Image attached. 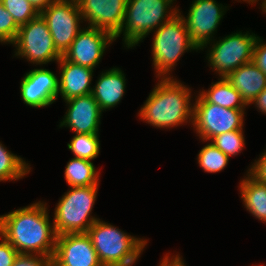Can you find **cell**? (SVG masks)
I'll list each match as a JSON object with an SVG mask.
<instances>
[{
    "label": "cell",
    "mask_w": 266,
    "mask_h": 266,
    "mask_svg": "<svg viewBox=\"0 0 266 266\" xmlns=\"http://www.w3.org/2000/svg\"><path fill=\"white\" fill-rule=\"evenodd\" d=\"M49 217L47 205L41 201L13 210L0 215V235L19 254H38L52 260L57 235Z\"/></svg>",
    "instance_id": "obj_1"
},
{
    "label": "cell",
    "mask_w": 266,
    "mask_h": 266,
    "mask_svg": "<svg viewBox=\"0 0 266 266\" xmlns=\"http://www.w3.org/2000/svg\"><path fill=\"white\" fill-rule=\"evenodd\" d=\"M151 91L139 117L156 128H171L193 119L191 90L173 77L159 78Z\"/></svg>",
    "instance_id": "obj_2"
},
{
    "label": "cell",
    "mask_w": 266,
    "mask_h": 266,
    "mask_svg": "<svg viewBox=\"0 0 266 266\" xmlns=\"http://www.w3.org/2000/svg\"><path fill=\"white\" fill-rule=\"evenodd\" d=\"M87 234L102 266H133L147 245L146 239L131 236L100 219Z\"/></svg>",
    "instance_id": "obj_3"
},
{
    "label": "cell",
    "mask_w": 266,
    "mask_h": 266,
    "mask_svg": "<svg viewBox=\"0 0 266 266\" xmlns=\"http://www.w3.org/2000/svg\"><path fill=\"white\" fill-rule=\"evenodd\" d=\"M174 0H127L126 10L116 40L123 33V42L127 48L135 47L149 33L178 14L173 8ZM170 9V10H169Z\"/></svg>",
    "instance_id": "obj_4"
},
{
    "label": "cell",
    "mask_w": 266,
    "mask_h": 266,
    "mask_svg": "<svg viewBox=\"0 0 266 266\" xmlns=\"http://www.w3.org/2000/svg\"><path fill=\"white\" fill-rule=\"evenodd\" d=\"M98 185L71 187L64 193L54 211V230L56 235L69 233H87L88 229L99 220L91 216Z\"/></svg>",
    "instance_id": "obj_5"
},
{
    "label": "cell",
    "mask_w": 266,
    "mask_h": 266,
    "mask_svg": "<svg viewBox=\"0 0 266 266\" xmlns=\"http://www.w3.org/2000/svg\"><path fill=\"white\" fill-rule=\"evenodd\" d=\"M152 42L153 65L157 77L170 78L177 61L186 51L199 50L191 41L185 23L179 14L154 31Z\"/></svg>",
    "instance_id": "obj_6"
},
{
    "label": "cell",
    "mask_w": 266,
    "mask_h": 266,
    "mask_svg": "<svg viewBox=\"0 0 266 266\" xmlns=\"http://www.w3.org/2000/svg\"><path fill=\"white\" fill-rule=\"evenodd\" d=\"M12 44L16 47V56L36 65L58 62L62 57L56 50L48 25L41 14L20 26Z\"/></svg>",
    "instance_id": "obj_7"
},
{
    "label": "cell",
    "mask_w": 266,
    "mask_h": 266,
    "mask_svg": "<svg viewBox=\"0 0 266 266\" xmlns=\"http://www.w3.org/2000/svg\"><path fill=\"white\" fill-rule=\"evenodd\" d=\"M193 103L192 125L202 141L234 130H243L245 110L223 108L207 102L200 94Z\"/></svg>",
    "instance_id": "obj_8"
},
{
    "label": "cell",
    "mask_w": 266,
    "mask_h": 266,
    "mask_svg": "<svg viewBox=\"0 0 266 266\" xmlns=\"http://www.w3.org/2000/svg\"><path fill=\"white\" fill-rule=\"evenodd\" d=\"M257 38V35L250 34L249 31H239L212 42L206 57L210 68L217 71L220 77L226 78L241 65L252 61Z\"/></svg>",
    "instance_id": "obj_9"
},
{
    "label": "cell",
    "mask_w": 266,
    "mask_h": 266,
    "mask_svg": "<svg viewBox=\"0 0 266 266\" xmlns=\"http://www.w3.org/2000/svg\"><path fill=\"white\" fill-rule=\"evenodd\" d=\"M52 35L56 50L63 56L82 30L83 22L76 0H56L41 13Z\"/></svg>",
    "instance_id": "obj_10"
},
{
    "label": "cell",
    "mask_w": 266,
    "mask_h": 266,
    "mask_svg": "<svg viewBox=\"0 0 266 266\" xmlns=\"http://www.w3.org/2000/svg\"><path fill=\"white\" fill-rule=\"evenodd\" d=\"M190 6L188 16L183 17L179 10L178 14L185 23L191 41L199 50H203L214 41L212 37L227 7L215 0H193Z\"/></svg>",
    "instance_id": "obj_11"
},
{
    "label": "cell",
    "mask_w": 266,
    "mask_h": 266,
    "mask_svg": "<svg viewBox=\"0 0 266 266\" xmlns=\"http://www.w3.org/2000/svg\"><path fill=\"white\" fill-rule=\"evenodd\" d=\"M113 41L114 36L108 31L83 27L62 57L71 63L95 69Z\"/></svg>",
    "instance_id": "obj_12"
},
{
    "label": "cell",
    "mask_w": 266,
    "mask_h": 266,
    "mask_svg": "<svg viewBox=\"0 0 266 266\" xmlns=\"http://www.w3.org/2000/svg\"><path fill=\"white\" fill-rule=\"evenodd\" d=\"M52 266H102L87 233L57 235Z\"/></svg>",
    "instance_id": "obj_13"
},
{
    "label": "cell",
    "mask_w": 266,
    "mask_h": 266,
    "mask_svg": "<svg viewBox=\"0 0 266 266\" xmlns=\"http://www.w3.org/2000/svg\"><path fill=\"white\" fill-rule=\"evenodd\" d=\"M81 16L88 26L115 36L121 29L127 0H76Z\"/></svg>",
    "instance_id": "obj_14"
},
{
    "label": "cell",
    "mask_w": 266,
    "mask_h": 266,
    "mask_svg": "<svg viewBox=\"0 0 266 266\" xmlns=\"http://www.w3.org/2000/svg\"><path fill=\"white\" fill-rule=\"evenodd\" d=\"M24 104L32 108L51 105L58 97V77L48 69H33L20 82Z\"/></svg>",
    "instance_id": "obj_15"
},
{
    "label": "cell",
    "mask_w": 266,
    "mask_h": 266,
    "mask_svg": "<svg viewBox=\"0 0 266 266\" xmlns=\"http://www.w3.org/2000/svg\"><path fill=\"white\" fill-rule=\"evenodd\" d=\"M65 102L68 110L59 127H68L75 134H99L102 111L92 94L71 98Z\"/></svg>",
    "instance_id": "obj_16"
},
{
    "label": "cell",
    "mask_w": 266,
    "mask_h": 266,
    "mask_svg": "<svg viewBox=\"0 0 266 266\" xmlns=\"http://www.w3.org/2000/svg\"><path fill=\"white\" fill-rule=\"evenodd\" d=\"M58 64L61 69V76L58 77V95L60 93L64 101L92 93L93 88L90 85L94 69L71 63L63 57Z\"/></svg>",
    "instance_id": "obj_17"
},
{
    "label": "cell",
    "mask_w": 266,
    "mask_h": 266,
    "mask_svg": "<svg viewBox=\"0 0 266 266\" xmlns=\"http://www.w3.org/2000/svg\"><path fill=\"white\" fill-rule=\"evenodd\" d=\"M125 81V74L118 67L101 73L91 94L102 112L119 104L124 96Z\"/></svg>",
    "instance_id": "obj_18"
},
{
    "label": "cell",
    "mask_w": 266,
    "mask_h": 266,
    "mask_svg": "<svg viewBox=\"0 0 266 266\" xmlns=\"http://www.w3.org/2000/svg\"><path fill=\"white\" fill-rule=\"evenodd\" d=\"M226 79L247 105L266 88V75L251 61L231 72Z\"/></svg>",
    "instance_id": "obj_19"
},
{
    "label": "cell",
    "mask_w": 266,
    "mask_h": 266,
    "mask_svg": "<svg viewBox=\"0 0 266 266\" xmlns=\"http://www.w3.org/2000/svg\"><path fill=\"white\" fill-rule=\"evenodd\" d=\"M244 206L257 219L266 222V184L258 182L248 172L240 182Z\"/></svg>",
    "instance_id": "obj_20"
},
{
    "label": "cell",
    "mask_w": 266,
    "mask_h": 266,
    "mask_svg": "<svg viewBox=\"0 0 266 266\" xmlns=\"http://www.w3.org/2000/svg\"><path fill=\"white\" fill-rule=\"evenodd\" d=\"M199 94L209 103L217 104L223 108L245 110L248 106L242 99L240 93L225 78L213 83L207 91H200Z\"/></svg>",
    "instance_id": "obj_21"
},
{
    "label": "cell",
    "mask_w": 266,
    "mask_h": 266,
    "mask_svg": "<svg viewBox=\"0 0 266 266\" xmlns=\"http://www.w3.org/2000/svg\"><path fill=\"white\" fill-rule=\"evenodd\" d=\"M65 180L70 187L99 185V172L93 162L81 158H72L64 171Z\"/></svg>",
    "instance_id": "obj_22"
},
{
    "label": "cell",
    "mask_w": 266,
    "mask_h": 266,
    "mask_svg": "<svg viewBox=\"0 0 266 266\" xmlns=\"http://www.w3.org/2000/svg\"><path fill=\"white\" fill-rule=\"evenodd\" d=\"M29 166L21 157L9 152L0 142V182L21 179L30 172Z\"/></svg>",
    "instance_id": "obj_23"
},
{
    "label": "cell",
    "mask_w": 266,
    "mask_h": 266,
    "mask_svg": "<svg viewBox=\"0 0 266 266\" xmlns=\"http://www.w3.org/2000/svg\"><path fill=\"white\" fill-rule=\"evenodd\" d=\"M67 146L76 158L92 161L100 153L99 134H75Z\"/></svg>",
    "instance_id": "obj_24"
},
{
    "label": "cell",
    "mask_w": 266,
    "mask_h": 266,
    "mask_svg": "<svg viewBox=\"0 0 266 266\" xmlns=\"http://www.w3.org/2000/svg\"><path fill=\"white\" fill-rule=\"evenodd\" d=\"M229 157L218 149L212 142L206 144L199 152V166L208 173L222 171L229 162Z\"/></svg>",
    "instance_id": "obj_25"
},
{
    "label": "cell",
    "mask_w": 266,
    "mask_h": 266,
    "mask_svg": "<svg viewBox=\"0 0 266 266\" xmlns=\"http://www.w3.org/2000/svg\"><path fill=\"white\" fill-rule=\"evenodd\" d=\"M211 141L229 158L241 153L245 146L243 130H234L217 135Z\"/></svg>",
    "instance_id": "obj_26"
},
{
    "label": "cell",
    "mask_w": 266,
    "mask_h": 266,
    "mask_svg": "<svg viewBox=\"0 0 266 266\" xmlns=\"http://www.w3.org/2000/svg\"><path fill=\"white\" fill-rule=\"evenodd\" d=\"M20 27L37 17L40 13L27 0H0Z\"/></svg>",
    "instance_id": "obj_27"
},
{
    "label": "cell",
    "mask_w": 266,
    "mask_h": 266,
    "mask_svg": "<svg viewBox=\"0 0 266 266\" xmlns=\"http://www.w3.org/2000/svg\"><path fill=\"white\" fill-rule=\"evenodd\" d=\"M19 28L20 27L16 24L11 14L0 1V42L12 44L17 36Z\"/></svg>",
    "instance_id": "obj_28"
},
{
    "label": "cell",
    "mask_w": 266,
    "mask_h": 266,
    "mask_svg": "<svg viewBox=\"0 0 266 266\" xmlns=\"http://www.w3.org/2000/svg\"><path fill=\"white\" fill-rule=\"evenodd\" d=\"M12 266H52L51 259L38 254H18Z\"/></svg>",
    "instance_id": "obj_29"
},
{
    "label": "cell",
    "mask_w": 266,
    "mask_h": 266,
    "mask_svg": "<svg viewBox=\"0 0 266 266\" xmlns=\"http://www.w3.org/2000/svg\"><path fill=\"white\" fill-rule=\"evenodd\" d=\"M0 237V266H12L19 253L3 236Z\"/></svg>",
    "instance_id": "obj_30"
},
{
    "label": "cell",
    "mask_w": 266,
    "mask_h": 266,
    "mask_svg": "<svg viewBox=\"0 0 266 266\" xmlns=\"http://www.w3.org/2000/svg\"><path fill=\"white\" fill-rule=\"evenodd\" d=\"M257 38L254 49L252 62L266 75V43Z\"/></svg>",
    "instance_id": "obj_31"
},
{
    "label": "cell",
    "mask_w": 266,
    "mask_h": 266,
    "mask_svg": "<svg viewBox=\"0 0 266 266\" xmlns=\"http://www.w3.org/2000/svg\"><path fill=\"white\" fill-rule=\"evenodd\" d=\"M263 155L255 160V163L251 165L248 173L256 179L258 182L266 184V150Z\"/></svg>",
    "instance_id": "obj_32"
},
{
    "label": "cell",
    "mask_w": 266,
    "mask_h": 266,
    "mask_svg": "<svg viewBox=\"0 0 266 266\" xmlns=\"http://www.w3.org/2000/svg\"><path fill=\"white\" fill-rule=\"evenodd\" d=\"M164 257L160 262L159 266H186L185 263L182 261L181 257L179 256V254L172 256L171 259L168 253Z\"/></svg>",
    "instance_id": "obj_33"
},
{
    "label": "cell",
    "mask_w": 266,
    "mask_h": 266,
    "mask_svg": "<svg viewBox=\"0 0 266 266\" xmlns=\"http://www.w3.org/2000/svg\"><path fill=\"white\" fill-rule=\"evenodd\" d=\"M252 103H255L261 113L266 114V88L250 104Z\"/></svg>",
    "instance_id": "obj_34"
},
{
    "label": "cell",
    "mask_w": 266,
    "mask_h": 266,
    "mask_svg": "<svg viewBox=\"0 0 266 266\" xmlns=\"http://www.w3.org/2000/svg\"><path fill=\"white\" fill-rule=\"evenodd\" d=\"M39 13L45 10L56 0H27Z\"/></svg>",
    "instance_id": "obj_35"
},
{
    "label": "cell",
    "mask_w": 266,
    "mask_h": 266,
    "mask_svg": "<svg viewBox=\"0 0 266 266\" xmlns=\"http://www.w3.org/2000/svg\"><path fill=\"white\" fill-rule=\"evenodd\" d=\"M243 1H244V2H246V1H247L249 4L251 3V4L253 5L254 3L258 2L259 0H243ZM264 1H265V0H263V1H262V4H260V5H261V7L263 6V4H264Z\"/></svg>",
    "instance_id": "obj_36"
},
{
    "label": "cell",
    "mask_w": 266,
    "mask_h": 266,
    "mask_svg": "<svg viewBox=\"0 0 266 266\" xmlns=\"http://www.w3.org/2000/svg\"><path fill=\"white\" fill-rule=\"evenodd\" d=\"M261 9L263 10V12L266 13V0L264 1V4H263V6L261 7Z\"/></svg>",
    "instance_id": "obj_37"
}]
</instances>
